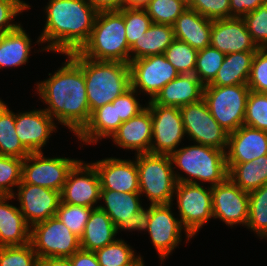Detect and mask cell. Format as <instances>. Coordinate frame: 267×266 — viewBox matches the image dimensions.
<instances>
[{"label": "cell", "mask_w": 267, "mask_h": 266, "mask_svg": "<svg viewBox=\"0 0 267 266\" xmlns=\"http://www.w3.org/2000/svg\"><path fill=\"white\" fill-rule=\"evenodd\" d=\"M29 154L15 132V112L0 98V155L24 159Z\"/></svg>", "instance_id": "cell-33"}, {"label": "cell", "mask_w": 267, "mask_h": 266, "mask_svg": "<svg viewBox=\"0 0 267 266\" xmlns=\"http://www.w3.org/2000/svg\"><path fill=\"white\" fill-rule=\"evenodd\" d=\"M23 159L0 155V195H12L22 181Z\"/></svg>", "instance_id": "cell-42"}, {"label": "cell", "mask_w": 267, "mask_h": 266, "mask_svg": "<svg viewBox=\"0 0 267 266\" xmlns=\"http://www.w3.org/2000/svg\"><path fill=\"white\" fill-rule=\"evenodd\" d=\"M101 185L97 170L91 163L80 160L69 172L60 192L61 202L98 208Z\"/></svg>", "instance_id": "cell-16"}, {"label": "cell", "mask_w": 267, "mask_h": 266, "mask_svg": "<svg viewBox=\"0 0 267 266\" xmlns=\"http://www.w3.org/2000/svg\"><path fill=\"white\" fill-rule=\"evenodd\" d=\"M204 84L195 74H180L152 100L155 104L181 108L203 99Z\"/></svg>", "instance_id": "cell-24"}, {"label": "cell", "mask_w": 267, "mask_h": 266, "mask_svg": "<svg viewBox=\"0 0 267 266\" xmlns=\"http://www.w3.org/2000/svg\"><path fill=\"white\" fill-rule=\"evenodd\" d=\"M187 4H189V2L191 1V0H184Z\"/></svg>", "instance_id": "cell-57"}, {"label": "cell", "mask_w": 267, "mask_h": 266, "mask_svg": "<svg viewBox=\"0 0 267 266\" xmlns=\"http://www.w3.org/2000/svg\"><path fill=\"white\" fill-rule=\"evenodd\" d=\"M244 125L267 132V93L250 91Z\"/></svg>", "instance_id": "cell-41"}, {"label": "cell", "mask_w": 267, "mask_h": 266, "mask_svg": "<svg viewBox=\"0 0 267 266\" xmlns=\"http://www.w3.org/2000/svg\"><path fill=\"white\" fill-rule=\"evenodd\" d=\"M116 146L134 150L135 155L150 153L152 143V117L146 107L137 116L123 122L111 137Z\"/></svg>", "instance_id": "cell-22"}, {"label": "cell", "mask_w": 267, "mask_h": 266, "mask_svg": "<svg viewBox=\"0 0 267 266\" xmlns=\"http://www.w3.org/2000/svg\"><path fill=\"white\" fill-rule=\"evenodd\" d=\"M37 266H72L69 258L50 257L38 258Z\"/></svg>", "instance_id": "cell-53"}, {"label": "cell", "mask_w": 267, "mask_h": 266, "mask_svg": "<svg viewBox=\"0 0 267 266\" xmlns=\"http://www.w3.org/2000/svg\"><path fill=\"white\" fill-rule=\"evenodd\" d=\"M210 46L227 54L257 51L242 18H227L212 21Z\"/></svg>", "instance_id": "cell-20"}, {"label": "cell", "mask_w": 267, "mask_h": 266, "mask_svg": "<svg viewBox=\"0 0 267 266\" xmlns=\"http://www.w3.org/2000/svg\"><path fill=\"white\" fill-rule=\"evenodd\" d=\"M45 24L36 43L39 51L67 55L78 52L88 41L98 11L87 0H48Z\"/></svg>", "instance_id": "cell-2"}, {"label": "cell", "mask_w": 267, "mask_h": 266, "mask_svg": "<svg viewBox=\"0 0 267 266\" xmlns=\"http://www.w3.org/2000/svg\"><path fill=\"white\" fill-rule=\"evenodd\" d=\"M179 109L189 140L226 151L229 133L211 115L204 99Z\"/></svg>", "instance_id": "cell-10"}, {"label": "cell", "mask_w": 267, "mask_h": 266, "mask_svg": "<svg viewBox=\"0 0 267 266\" xmlns=\"http://www.w3.org/2000/svg\"><path fill=\"white\" fill-rule=\"evenodd\" d=\"M152 117V143L150 153L171 155L186 136L178 107L162 106L152 100L146 102Z\"/></svg>", "instance_id": "cell-13"}, {"label": "cell", "mask_w": 267, "mask_h": 266, "mask_svg": "<svg viewBox=\"0 0 267 266\" xmlns=\"http://www.w3.org/2000/svg\"><path fill=\"white\" fill-rule=\"evenodd\" d=\"M256 51L227 54L216 77L207 85L233 86L247 84Z\"/></svg>", "instance_id": "cell-29"}, {"label": "cell", "mask_w": 267, "mask_h": 266, "mask_svg": "<svg viewBox=\"0 0 267 266\" xmlns=\"http://www.w3.org/2000/svg\"><path fill=\"white\" fill-rule=\"evenodd\" d=\"M204 184L177 183L173 197L181 224L194 238L201 228L213 219L211 187Z\"/></svg>", "instance_id": "cell-8"}, {"label": "cell", "mask_w": 267, "mask_h": 266, "mask_svg": "<svg viewBox=\"0 0 267 266\" xmlns=\"http://www.w3.org/2000/svg\"><path fill=\"white\" fill-rule=\"evenodd\" d=\"M129 67L131 87L139 94L143 92L149 96L148 101L153 100L167 83L180 75L164 54L131 60Z\"/></svg>", "instance_id": "cell-14"}, {"label": "cell", "mask_w": 267, "mask_h": 266, "mask_svg": "<svg viewBox=\"0 0 267 266\" xmlns=\"http://www.w3.org/2000/svg\"><path fill=\"white\" fill-rule=\"evenodd\" d=\"M123 122L117 119L116 104L108 103L94 110L85 127L76 135L83 145L111 138Z\"/></svg>", "instance_id": "cell-27"}, {"label": "cell", "mask_w": 267, "mask_h": 266, "mask_svg": "<svg viewBox=\"0 0 267 266\" xmlns=\"http://www.w3.org/2000/svg\"><path fill=\"white\" fill-rule=\"evenodd\" d=\"M246 227L260 239H267V184L249 192V217Z\"/></svg>", "instance_id": "cell-35"}, {"label": "cell", "mask_w": 267, "mask_h": 266, "mask_svg": "<svg viewBox=\"0 0 267 266\" xmlns=\"http://www.w3.org/2000/svg\"><path fill=\"white\" fill-rule=\"evenodd\" d=\"M12 195L0 196V247L23 246L30 243L31 227L19 207L12 205Z\"/></svg>", "instance_id": "cell-23"}, {"label": "cell", "mask_w": 267, "mask_h": 266, "mask_svg": "<svg viewBox=\"0 0 267 266\" xmlns=\"http://www.w3.org/2000/svg\"><path fill=\"white\" fill-rule=\"evenodd\" d=\"M88 3L99 11L121 10L124 8V0H87Z\"/></svg>", "instance_id": "cell-52"}, {"label": "cell", "mask_w": 267, "mask_h": 266, "mask_svg": "<svg viewBox=\"0 0 267 266\" xmlns=\"http://www.w3.org/2000/svg\"><path fill=\"white\" fill-rule=\"evenodd\" d=\"M139 192L122 193L111 190H101L100 201L104 204L97 205L103 210L117 227V232L126 231L130 227V220L135 212L143 206ZM121 230V231H120Z\"/></svg>", "instance_id": "cell-25"}, {"label": "cell", "mask_w": 267, "mask_h": 266, "mask_svg": "<svg viewBox=\"0 0 267 266\" xmlns=\"http://www.w3.org/2000/svg\"><path fill=\"white\" fill-rule=\"evenodd\" d=\"M138 95L140 96L136 90L130 87L112 102V104H116L117 119L125 122L146 108V104L143 106L139 98L137 99Z\"/></svg>", "instance_id": "cell-47"}, {"label": "cell", "mask_w": 267, "mask_h": 266, "mask_svg": "<svg viewBox=\"0 0 267 266\" xmlns=\"http://www.w3.org/2000/svg\"><path fill=\"white\" fill-rule=\"evenodd\" d=\"M226 54L211 46L198 50L194 74L204 84H209L220 69Z\"/></svg>", "instance_id": "cell-38"}, {"label": "cell", "mask_w": 267, "mask_h": 266, "mask_svg": "<svg viewBox=\"0 0 267 266\" xmlns=\"http://www.w3.org/2000/svg\"><path fill=\"white\" fill-rule=\"evenodd\" d=\"M250 91L247 84L205 85L203 99L219 125L231 133L244 125L246 103Z\"/></svg>", "instance_id": "cell-7"}, {"label": "cell", "mask_w": 267, "mask_h": 266, "mask_svg": "<svg viewBox=\"0 0 267 266\" xmlns=\"http://www.w3.org/2000/svg\"><path fill=\"white\" fill-rule=\"evenodd\" d=\"M213 219L227 226H247L249 217V192L239 188L229 177L211 187Z\"/></svg>", "instance_id": "cell-15"}, {"label": "cell", "mask_w": 267, "mask_h": 266, "mask_svg": "<svg viewBox=\"0 0 267 266\" xmlns=\"http://www.w3.org/2000/svg\"><path fill=\"white\" fill-rule=\"evenodd\" d=\"M97 170L101 190L131 193L139 192L137 164L131 159L108 157L91 161Z\"/></svg>", "instance_id": "cell-19"}, {"label": "cell", "mask_w": 267, "mask_h": 266, "mask_svg": "<svg viewBox=\"0 0 267 266\" xmlns=\"http://www.w3.org/2000/svg\"><path fill=\"white\" fill-rule=\"evenodd\" d=\"M247 85L251 91L267 93V48L256 51Z\"/></svg>", "instance_id": "cell-45"}, {"label": "cell", "mask_w": 267, "mask_h": 266, "mask_svg": "<svg viewBox=\"0 0 267 266\" xmlns=\"http://www.w3.org/2000/svg\"><path fill=\"white\" fill-rule=\"evenodd\" d=\"M31 38L22 25L6 32L0 42V69L27 64L31 54Z\"/></svg>", "instance_id": "cell-30"}, {"label": "cell", "mask_w": 267, "mask_h": 266, "mask_svg": "<svg viewBox=\"0 0 267 266\" xmlns=\"http://www.w3.org/2000/svg\"><path fill=\"white\" fill-rule=\"evenodd\" d=\"M227 167L228 177L244 191L251 192L267 184V155Z\"/></svg>", "instance_id": "cell-32"}, {"label": "cell", "mask_w": 267, "mask_h": 266, "mask_svg": "<svg viewBox=\"0 0 267 266\" xmlns=\"http://www.w3.org/2000/svg\"><path fill=\"white\" fill-rule=\"evenodd\" d=\"M30 243L38 258H69L80 247V238L56 216L31 227Z\"/></svg>", "instance_id": "cell-9"}, {"label": "cell", "mask_w": 267, "mask_h": 266, "mask_svg": "<svg viewBox=\"0 0 267 266\" xmlns=\"http://www.w3.org/2000/svg\"><path fill=\"white\" fill-rule=\"evenodd\" d=\"M125 35L124 17L119 10L99 11L89 39L78 53L91 60L129 64L130 47Z\"/></svg>", "instance_id": "cell-5"}, {"label": "cell", "mask_w": 267, "mask_h": 266, "mask_svg": "<svg viewBox=\"0 0 267 266\" xmlns=\"http://www.w3.org/2000/svg\"><path fill=\"white\" fill-rule=\"evenodd\" d=\"M173 204L150 205L148 234L151 243L158 253L161 263L178 247L182 241V231L186 242L192 236L181 224L180 219L172 212Z\"/></svg>", "instance_id": "cell-12"}, {"label": "cell", "mask_w": 267, "mask_h": 266, "mask_svg": "<svg viewBox=\"0 0 267 266\" xmlns=\"http://www.w3.org/2000/svg\"><path fill=\"white\" fill-rule=\"evenodd\" d=\"M119 11L123 14L126 29L125 36L129 47H131L135 41H139L145 36L152 21L144 8L124 7Z\"/></svg>", "instance_id": "cell-39"}, {"label": "cell", "mask_w": 267, "mask_h": 266, "mask_svg": "<svg viewBox=\"0 0 267 266\" xmlns=\"http://www.w3.org/2000/svg\"><path fill=\"white\" fill-rule=\"evenodd\" d=\"M4 35H5V32L0 31V42H1V40H2V38H3Z\"/></svg>", "instance_id": "cell-56"}, {"label": "cell", "mask_w": 267, "mask_h": 266, "mask_svg": "<svg viewBox=\"0 0 267 266\" xmlns=\"http://www.w3.org/2000/svg\"><path fill=\"white\" fill-rule=\"evenodd\" d=\"M94 208L60 202L56 217L77 237L83 235L85 225Z\"/></svg>", "instance_id": "cell-40"}, {"label": "cell", "mask_w": 267, "mask_h": 266, "mask_svg": "<svg viewBox=\"0 0 267 266\" xmlns=\"http://www.w3.org/2000/svg\"><path fill=\"white\" fill-rule=\"evenodd\" d=\"M198 50L189 44L174 39L165 50L166 59L180 74H194Z\"/></svg>", "instance_id": "cell-37"}, {"label": "cell", "mask_w": 267, "mask_h": 266, "mask_svg": "<svg viewBox=\"0 0 267 266\" xmlns=\"http://www.w3.org/2000/svg\"><path fill=\"white\" fill-rule=\"evenodd\" d=\"M134 156L138 170L139 194L145 195L150 205L174 204L177 181L170 155L144 153Z\"/></svg>", "instance_id": "cell-6"}, {"label": "cell", "mask_w": 267, "mask_h": 266, "mask_svg": "<svg viewBox=\"0 0 267 266\" xmlns=\"http://www.w3.org/2000/svg\"><path fill=\"white\" fill-rule=\"evenodd\" d=\"M94 253L100 266H134L143 259L141 255H136L133 248L121 238L97 249Z\"/></svg>", "instance_id": "cell-34"}, {"label": "cell", "mask_w": 267, "mask_h": 266, "mask_svg": "<svg viewBox=\"0 0 267 266\" xmlns=\"http://www.w3.org/2000/svg\"><path fill=\"white\" fill-rule=\"evenodd\" d=\"M117 234L111 218L103 210L94 208L80 238V247L94 252L114 242Z\"/></svg>", "instance_id": "cell-28"}, {"label": "cell", "mask_w": 267, "mask_h": 266, "mask_svg": "<svg viewBox=\"0 0 267 266\" xmlns=\"http://www.w3.org/2000/svg\"><path fill=\"white\" fill-rule=\"evenodd\" d=\"M170 157L177 183L208 182L213 187L228 178L224 150L194 143L178 148ZM177 168L186 176L176 171Z\"/></svg>", "instance_id": "cell-4"}, {"label": "cell", "mask_w": 267, "mask_h": 266, "mask_svg": "<svg viewBox=\"0 0 267 266\" xmlns=\"http://www.w3.org/2000/svg\"><path fill=\"white\" fill-rule=\"evenodd\" d=\"M72 266H100L93 251L77 250L69 257Z\"/></svg>", "instance_id": "cell-50"}, {"label": "cell", "mask_w": 267, "mask_h": 266, "mask_svg": "<svg viewBox=\"0 0 267 266\" xmlns=\"http://www.w3.org/2000/svg\"><path fill=\"white\" fill-rule=\"evenodd\" d=\"M212 21L187 7L172 25L175 39L200 50L210 46Z\"/></svg>", "instance_id": "cell-26"}, {"label": "cell", "mask_w": 267, "mask_h": 266, "mask_svg": "<svg viewBox=\"0 0 267 266\" xmlns=\"http://www.w3.org/2000/svg\"><path fill=\"white\" fill-rule=\"evenodd\" d=\"M188 7L210 20L230 18V0H191Z\"/></svg>", "instance_id": "cell-46"}, {"label": "cell", "mask_w": 267, "mask_h": 266, "mask_svg": "<svg viewBox=\"0 0 267 266\" xmlns=\"http://www.w3.org/2000/svg\"><path fill=\"white\" fill-rule=\"evenodd\" d=\"M175 39L172 25L152 23L139 41L130 47V61L164 54Z\"/></svg>", "instance_id": "cell-31"}, {"label": "cell", "mask_w": 267, "mask_h": 266, "mask_svg": "<svg viewBox=\"0 0 267 266\" xmlns=\"http://www.w3.org/2000/svg\"><path fill=\"white\" fill-rule=\"evenodd\" d=\"M150 205L148 208L142 207L138 212L133 214L130 220V227L126 231H146L148 230Z\"/></svg>", "instance_id": "cell-51"}, {"label": "cell", "mask_w": 267, "mask_h": 266, "mask_svg": "<svg viewBox=\"0 0 267 266\" xmlns=\"http://www.w3.org/2000/svg\"><path fill=\"white\" fill-rule=\"evenodd\" d=\"M43 154L30 153L23 159L22 181L61 192L69 172L80 160Z\"/></svg>", "instance_id": "cell-11"}, {"label": "cell", "mask_w": 267, "mask_h": 266, "mask_svg": "<svg viewBox=\"0 0 267 266\" xmlns=\"http://www.w3.org/2000/svg\"><path fill=\"white\" fill-rule=\"evenodd\" d=\"M49 78L36 83L45 111L76 136L88 123L91 113L82 69L68 56Z\"/></svg>", "instance_id": "cell-1"}, {"label": "cell", "mask_w": 267, "mask_h": 266, "mask_svg": "<svg viewBox=\"0 0 267 266\" xmlns=\"http://www.w3.org/2000/svg\"><path fill=\"white\" fill-rule=\"evenodd\" d=\"M150 0H124V7H138L143 8Z\"/></svg>", "instance_id": "cell-54"}, {"label": "cell", "mask_w": 267, "mask_h": 266, "mask_svg": "<svg viewBox=\"0 0 267 266\" xmlns=\"http://www.w3.org/2000/svg\"><path fill=\"white\" fill-rule=\"evenodd\" d=\"M30 7L23 0H0V31L6 33L18 28L21 23H15L13 19Z\"/></svg>", "instance_id": "cell-48"}, {"label": "cell", "mask_w": 267, "mask_h": 266, "mask_svg": "<svg viewBox=\"0 0 267 266\" xmlns=\"http://www.w3.org/2000/svg\"><path fill=\"white\" fill-rule=\"evenodd\" d=\"M267 0H230V18H243Z\"/></svg>", "instance_id": "cell-49"}, {"label": "cell", "mask_w": 267, "mask_h": 266, "mask_svg": "<svg viewBox=\"0 0 267 266\" xmlns=\"http://www.w3.org/2000/svg\"><path fill=\"white\" fill-rule=\"evenodd\" d=\"M144 260L141 259L138 263H136L134 266H145Z\"/></svg>", "instance_id": "cell-55"}, {"label": "cell", "mask_w": 267, "mask_h": 266, "mask_svg": "<svg viewBox=\"0 0 267 266\" xmlns=\"http://www.w3.org/2000/svg\"><path fill=\"white\" fill-rule=\"evenodd\" d=\"M67 55L83 71L90 113L112 103L131 87L129 64L91 60L81 56L78 52Z\"/></svg>", "instance_id": "cell-3"}, {"label": "cell", "mask_w": 267, "mask_h": 266, "mask_svg": "<svg viewBox=\"0 0 267 266\" xmlns=\"http://www.w3.org/2000/svg\"><path fill=\"white\" fill-rule=\"evenodd\" d=\"M267 155V132L242 125L228 134L227 164L246 163Z\"/></svg>", "instance_id": "cell-21"}, {"label": "cell", "mask_w": 267, "mask_h": 266, "mask_svg": "<svg viewBox=\"0 0 267 266\" xmlns=\"http://www.w3.org/2000/svg\"><path fill=\"white\" fill-rule=\"evenodd\" d=\"M187 7L184 0H150L143 8L152 23L173 25Z\"/></svg>", "instance_id": "cell-36"}, {"label": "cell", "mask_w": 267, "mask_h": 266, "mask_svg": "<svg viewBox=\"0 0 267 266\" xmlns=\"http://www.w3.org/2000/svg\"><path fill=\"white\" fill-rule=\"evenodd\" d=\"M258 48H267V1L242 18Z\"/></svg>", "instance_id": "cell-43"}, {"label": "cell", "mask_w": 267, "mask_h": 266, "mask_svg": "<svg viewBox=\"0 0 267 266\" xmlns=\"http://www.w3.org/2000/svg\"><path fill=\"white\" fill-rule=\"evenodd\" d=\"M38 256L31 243L0 247V266H37Z\"/></svg>", "instance_id": "cell-44"}, {"label": "cell", "mask_w": 267, "mask_h": 266, "mask_svg": "<svg viewBox=\"0 0 267 266\" xmlns=\"http://www.w3.org/2000/svg\"><path fill=\"white\" fill-rule=\"evenodd\" d=\"M57 124L44 108L15 113V132L30 153L43 151Z\"/></svg>", "instance_id": "cell-18"}, {"label": "cell", "mask_w": 267, "mask_h": 266, "mask_svg": "<svg viewBox=\"0 0 267 266\" xmlns=\"http://www.w3.org/2000/svg\"><path fill=\"white\" fill-rule=\"evenodd\" d=\"M16 191L12 196L14 199L17 198L20 212L30 227L56 216L61 202L59 191L24 183L23 181L17 186Z\"/></svg>", "instance_id": "cell-17"}]
</instances>
